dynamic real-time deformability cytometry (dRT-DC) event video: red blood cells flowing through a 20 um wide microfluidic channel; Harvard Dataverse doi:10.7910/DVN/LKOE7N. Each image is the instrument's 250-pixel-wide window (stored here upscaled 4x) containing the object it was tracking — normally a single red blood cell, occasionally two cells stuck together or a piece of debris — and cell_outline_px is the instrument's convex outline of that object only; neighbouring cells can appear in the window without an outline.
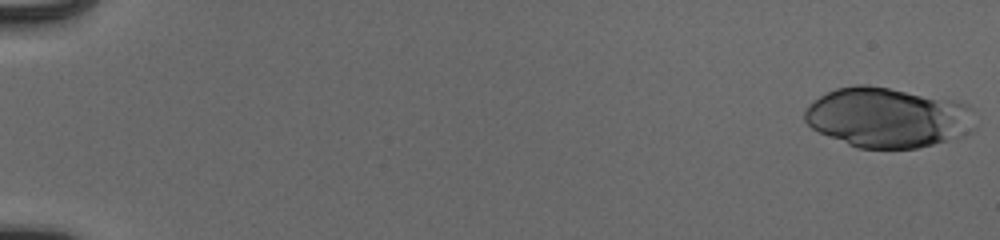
{"species": "human", "species_latin": "Homo sapiens", "temperature_condition": "cold", "stored_images_in_passage": 53, "camera_frame_rate_fps": 3000, "um_per_image_px": 0.085, "donor": {"sex": "male"}, "frame": {"image": 1, "passage_image": 1, "time_ms": 0.0, "image_size_px": [1000, 240], "cell_outline_px": [[976, 128], [972, 132], [964, 136], [916, 148], [856, 148], [820, 132], [812, 128], [804, 120], [804, 112], [808, 104], [820, 96], [836, 88], [856, 84], [864, 84], [888, 88], [956, 100], [968, 104], [972, 108]], "centroid_in_image_um": [75.49, 9.98], "position_along_channel_um": 9.5, "area_um2": 59.88}}
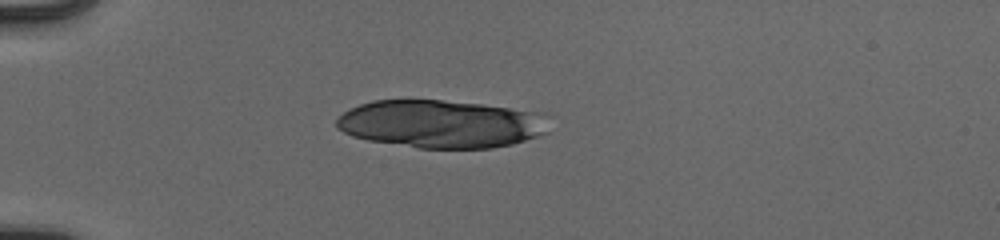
{"frame": {"image": 2, "passage_image": 16, "time_ms": 5.0, "image_size_px": [1000, 240], "cell_outline_px": [[548, 132], [512, 144], [492, 148], [420, 148], [368, 140], [352, 136], [336, 128], [336, 120], [344, 112], [360, 104], [372, 100], [440, 100], [480, 104], [544, 112], [548, 116]], "centroid_in_image_um": [37.52, 10.53], "position_along_channel_um": 47.5, "area_um2": 59.42}}